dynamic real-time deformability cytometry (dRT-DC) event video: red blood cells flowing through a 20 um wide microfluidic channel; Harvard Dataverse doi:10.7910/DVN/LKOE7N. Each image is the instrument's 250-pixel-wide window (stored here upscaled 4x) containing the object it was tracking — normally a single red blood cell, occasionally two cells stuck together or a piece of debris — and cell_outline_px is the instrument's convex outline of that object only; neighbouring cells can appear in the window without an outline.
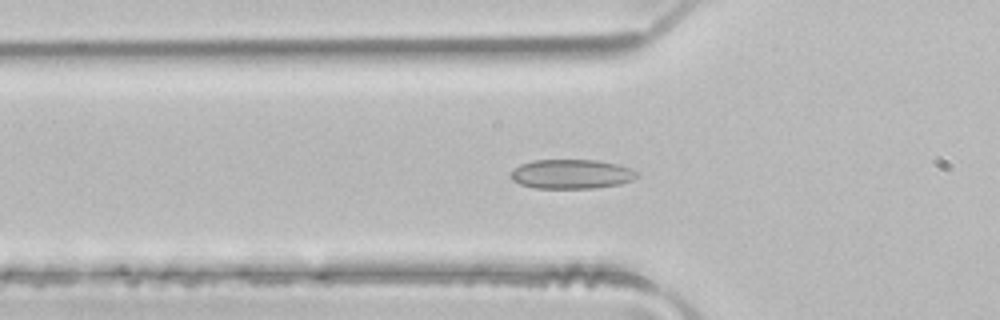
{"species": "common noctule bat (a hibernating species)", "species_latin": "Nyctalus noctula", "temperature_condition": "room temperature", "stored_images_in_passage": 42, "camera_frame_rate_fps": 3000, "um_per_image_px": 0.085, "animal": {"sex": "male", "body_mass_g": 21.5, "forearm_length_mm": 52.0}, "frame": {"image": 1, "passage_image": 8, "time_ms": 2.333, "image_size_px": [1000, 320], "cell_outline_px": [[640, 176], [632, 180], [620, 184], [592, 188], [532, 188], [520, 184], [512, 180], [508, 176], [520, 164], [532, 160], [596, 160], [616, 164], [632, 168]], "centroid_in_image_um": [48.56, 14.8], "position_along_channel_um": 77.2, "area_um2": 21.68}}
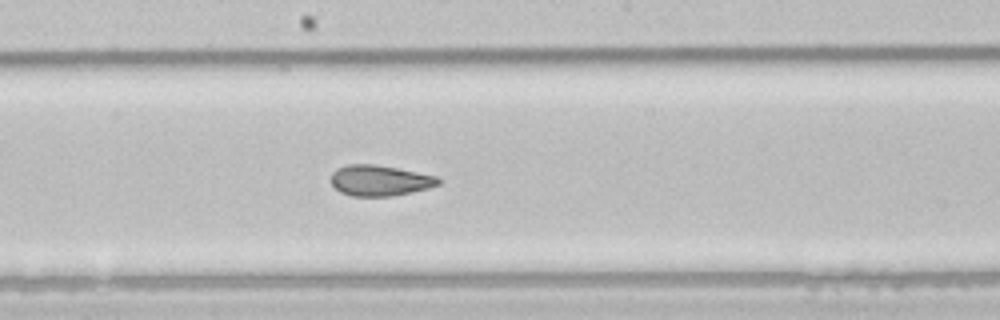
{"frame": {"image": 2, "passage_image": 18, "time_ms": 5.667, "image_size_px": [1000, 320], "cell_outline_px": [[444, 180], [440, 184], [428, 188], [392, 196], [352, 196], [340, 192], [332, 184], [332, 172], [336, 168], [348, 164], [376, 164], [436, 176]], "centroid_in_image_um": [32.29, 15.34], "position_along_channel_um": 215.9, "area_um2": 19.19}}
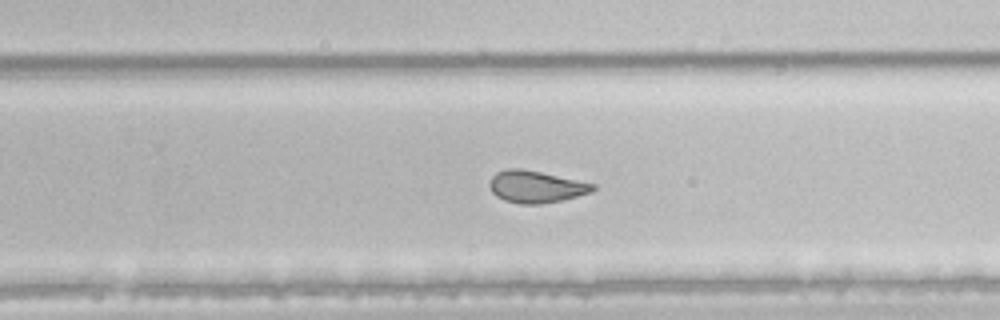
{"frame": {"image": 3, "passage_image": 23, "time_ms": 7.333, "image_size_px": [1000, 320], "cell_outline_px": [[596, 188], [592, 192], [560, 200], [540, 204], [520, 204], [504, 200], [496, 196], [492, 192], [488, 184], [492, 176], [496, 172], [508, 168], [520, 168], [540, 172], [596, 184]], "centroid_in_image_um": [45.52, 15.87], "position_along_channel_um": 284.3, "area_um2": 19.19}, "authors_computed_cell_mechanics": {"area_um2": 21.2704, "velocity_mm_per_s": 4.1326, "shape_relaxation_time_tau1_ms": null, "shape_relaxation_time_tau2_ms": 1.3916, "deformation_change_tau1": null, "deformation_change_tau2": 0.0617}}